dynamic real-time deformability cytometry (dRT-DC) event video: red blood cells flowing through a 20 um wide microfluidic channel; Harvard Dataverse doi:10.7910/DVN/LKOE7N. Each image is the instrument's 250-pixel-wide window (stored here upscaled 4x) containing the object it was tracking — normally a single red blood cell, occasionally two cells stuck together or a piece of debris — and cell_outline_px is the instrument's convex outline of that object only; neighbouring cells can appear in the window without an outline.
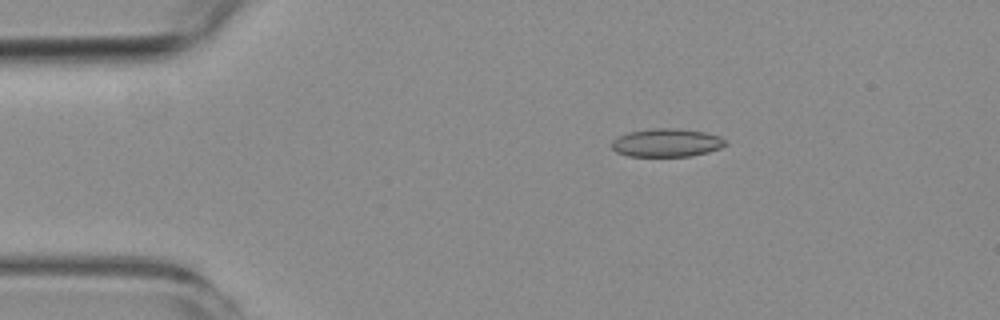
{"species": "common noctule bat (a hibernating species)", "species_latin": "Nyctalus noctula", "temperature_condition": "room temperature", "stored_images_in_passage": 5, "camera_frame_rate_fps": 3000, "um_per_image_px": 0.085, "animal": {"sex": "female", "body_mass_g": 19.3, "forearm_length_mm": 54.1}, "frame": {"image": 1, "passage_image": 3, "time_ms": 2.333, "image_size_px": [1000, 320], "cell_outline_px": [[728, 144], [720, 148], [708, 152], [688, 156], [628, 156], [616, 152], [612, 148], [612, 140], [628, 132], [652, 128], [680, 128], [704, 132], [720, 136], [728, 140]], "centroid_in_image_um": [56.7, 12.12], "position_along_channel_um": 28.3, "area_um2": 18.84}}
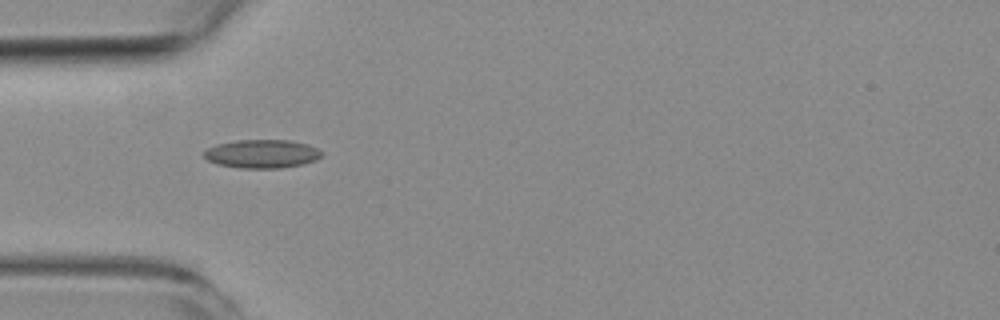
{"frame": {"image": 2, "passage_image": 5, "time_ms": 4.667, "image_size_px": [1000, 320], "cell_outline_px": [[324, 152], [316, 160], [304, 164], [280, 168], [240, 168], [216, 164], [208, 160], [204, 156], [204, 152], [208, 148], [216, 144], [236, 140], [288, 140], [308, 144]], "centroid_in_image_um": [22.27, 13.07], "position_along_channel_um": 62.7, "area_um2": 19.59}}